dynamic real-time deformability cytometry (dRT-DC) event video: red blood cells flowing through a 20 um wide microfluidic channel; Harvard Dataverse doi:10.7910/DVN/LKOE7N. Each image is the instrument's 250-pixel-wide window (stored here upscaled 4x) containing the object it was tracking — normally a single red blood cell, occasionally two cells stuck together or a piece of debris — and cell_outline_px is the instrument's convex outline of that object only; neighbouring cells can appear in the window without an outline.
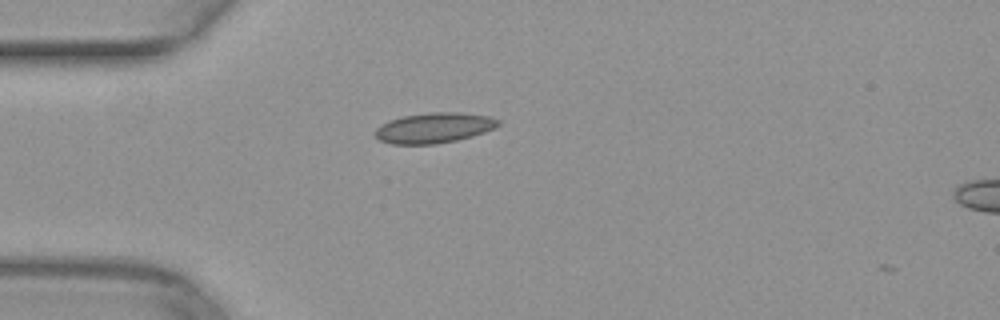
{"species": "common noctule bat (a hibernating species)", "species_latin": "Nyctalus noctula", "temperature_condition": "warm", "stored_images_in_passage": 3, "camera_frame_rate_fps": 3000, "um_per_image_px": 0.085, "animal": {"sex": "female", "body_mass_g": 29.2, "forearm_length_mm": 56.3}, "frame": {"image": 1, "passage_image": 1, "time_ms": 0.0, "image_size_px": [1000, 320], "cell_outline_px": [[500, 124], [484, 132], [472, 136], [456, 140], [436, 144], [392, 144], [380, 140], [376, 136], [376, 128], [380, 124], [388, 120], [404, 116], [428, 112], [456, 112], [488, 116], [500, 120]], "centroid_in_image_um": [36.87, 10.86], "position_along_channel_um": 48.1, "area_um2": 21.62}}